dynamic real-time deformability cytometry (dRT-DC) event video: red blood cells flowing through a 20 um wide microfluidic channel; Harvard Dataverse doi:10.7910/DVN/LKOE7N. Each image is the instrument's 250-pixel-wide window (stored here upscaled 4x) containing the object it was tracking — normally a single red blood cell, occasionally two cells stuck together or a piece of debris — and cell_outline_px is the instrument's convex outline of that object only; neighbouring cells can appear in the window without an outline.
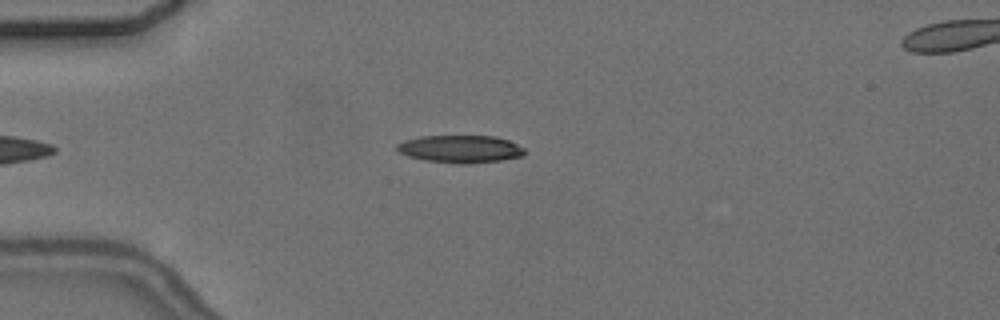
{"species": "common noctule bat (a hibernating species)", "species_latin": "Nyctalus noctula", "temperature_condition": "cold", "stored_images_in_passage": 5, "camera_frame_rate_fps": 3000, "um_per_image_px": 0.085, "animal": {"sex": "female", "body_mass_g": 24.6, "forearm_length_mm": 56.2}, "frame": {"image": 1, "passage_image": 5, "time_ms": 5.667, "image_size_px": [1000, 320], "cell_outline_px": [[524, 156], [500, 160], [464, 164], [460, 164], [424, 160], [408, 156], [400, 152], [396, 148], [396, 144], [404, 140], [420, 136], [496, 136], [508, 140], [524, 148]], "centroid_in_image_um": [39.11, 12.66], "position_along_channel_um": 45.9, "area_um2": 20.46}}